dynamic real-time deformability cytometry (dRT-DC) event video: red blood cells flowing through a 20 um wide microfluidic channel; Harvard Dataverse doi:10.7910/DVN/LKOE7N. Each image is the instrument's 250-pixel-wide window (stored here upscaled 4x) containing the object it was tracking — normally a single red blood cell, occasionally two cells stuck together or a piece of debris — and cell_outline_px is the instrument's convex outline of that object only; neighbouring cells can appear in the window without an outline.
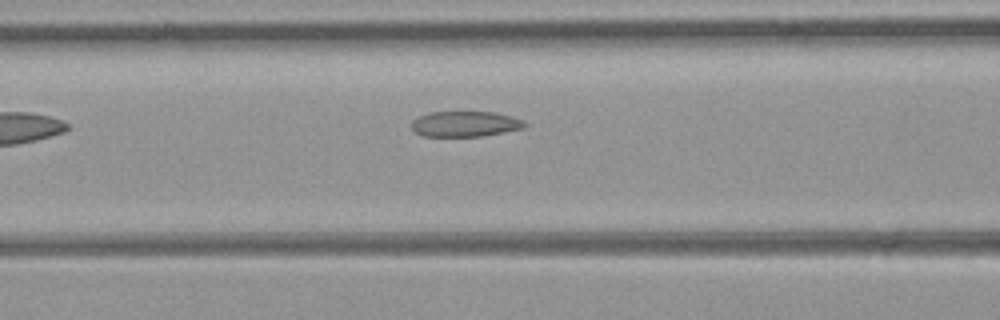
{"species": "common noctule bat (a hibernating species)", "species_latin": "Nyctalus noctula", "temperature_condition": "room temperature", "stored_images_in_passage": 5, "camera_frame_rate_fps": 3000, "um_per_image_px": 0.085, "animal": {"sex": "female", "body_mass_g": 21.9}, "frame": {"image": 1, "passage_image": 4, "time_ms": 1.0, "image_size_px": [1000, 320], "cell_outline_px": [[528, 124], [524, 128], [504, 132], [480, 136], [424, 136], [416, 132], [412, 128], [412, 120], [428, 112], [492, 112], [512, 116], [524, 120]], "centroid_in_image_um": [39.56, 10.53], "position_along_channel_um": 127.0, "area_um2": 16.76}}